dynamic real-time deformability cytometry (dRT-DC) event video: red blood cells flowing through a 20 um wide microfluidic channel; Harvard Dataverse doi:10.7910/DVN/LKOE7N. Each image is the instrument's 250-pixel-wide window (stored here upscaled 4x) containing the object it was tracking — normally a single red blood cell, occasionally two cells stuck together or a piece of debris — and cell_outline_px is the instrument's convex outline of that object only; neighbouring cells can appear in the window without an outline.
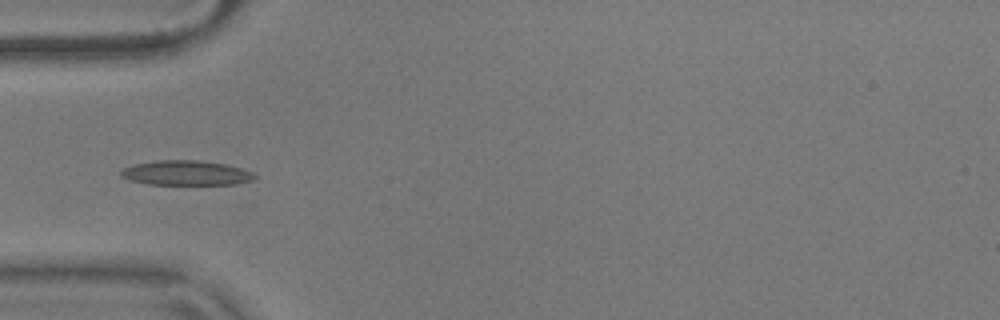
{"species": "common noctule bat (a hibernating species)", "species_latin": "Nyctalus noctula", "temperature_condition": "warm", "stored_images_in_passage": 14, "camera_frame_rate_fps": 3000, "um_per_image_px": 0.085, "animal": {"sex": "male", "body_mass_g": 17.9}, "frame": {"image": 1, "passage_image": 5, "time_ms": 1.333, "image_size_px": [1000, 320], "cell_outline_px": [[256, 180], [236, 184], [148, 184], [132, 180], [120, 176], [120, 172], [124, 168], [136, 164], [156, 160], [196, 160], [224, 164], [240, 168], [252, 172], [256, 176]], "centroid_in_image_um": [15.85, 14.7], "position_along_channel_um": 69.2, "area_um2": 19.07}}